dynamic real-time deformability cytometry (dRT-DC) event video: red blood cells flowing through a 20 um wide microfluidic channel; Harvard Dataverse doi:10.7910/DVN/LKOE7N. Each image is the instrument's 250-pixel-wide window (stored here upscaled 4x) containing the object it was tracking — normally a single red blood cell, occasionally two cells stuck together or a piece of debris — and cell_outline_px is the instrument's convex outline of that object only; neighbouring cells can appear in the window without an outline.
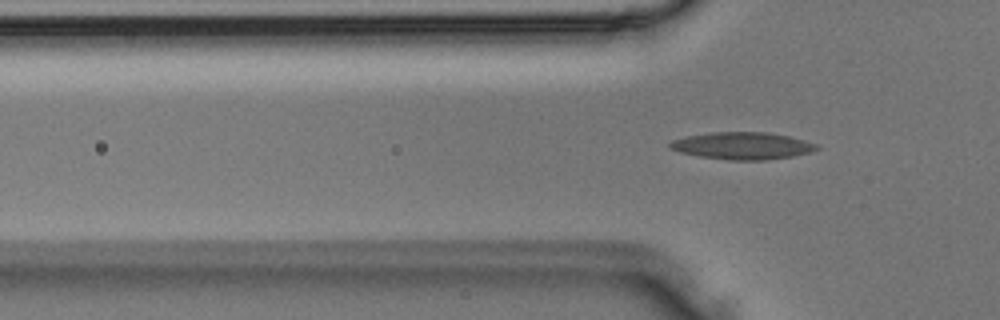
{"species": "Egyptian fruit bat (a non-hibernating species)", "species_latin": "Rousettus aegyptiacus", "temperature_condition": "room temperature", "stored_images_in_passage": 4, "camera_frame_rate_fps": 3000, "um_per_image_px": 0.085, "animal": {"sex": "male"}, "frame": {"image": 1, "passage_image": 4, "time_ms": 1.0, "image_size_px": [1000, 320], "cell_outline_px": [[820, 148], [812, 152], [792, 156], [764, 160], [732, 160], [700, 156], [680, 152], [668, 148], [668, 144], [672, 140], [688, 136], [712, 132], [768, 132], [788, 136], [816, 144]], "centroid_in_image_um": [63.09, 12.39], "position_along_channel_um": 62.7, "area_um2": 23.06}}